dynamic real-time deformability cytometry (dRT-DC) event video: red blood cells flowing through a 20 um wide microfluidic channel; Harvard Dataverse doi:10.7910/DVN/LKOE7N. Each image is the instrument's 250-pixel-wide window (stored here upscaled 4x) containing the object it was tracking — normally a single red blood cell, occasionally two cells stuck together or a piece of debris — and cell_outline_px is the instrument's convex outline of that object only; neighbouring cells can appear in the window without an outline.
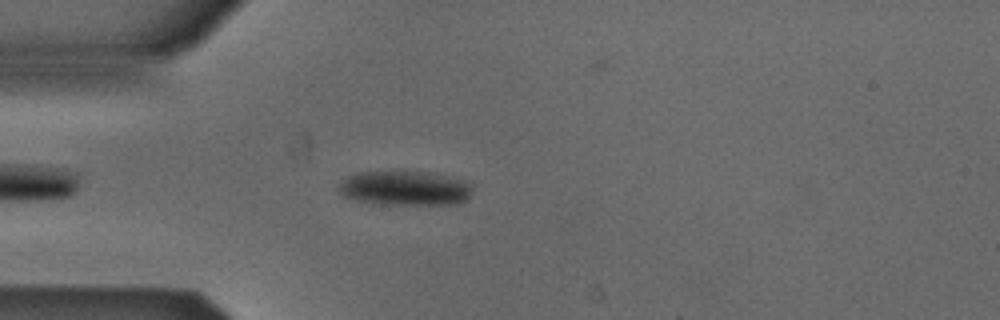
{"species": "Egyptian fruit bat (a non-hibernating species)", "species_latin": "Rousettus aegyptiacus", "temperature_condition": "cold", "stored_images_in_passage": 45, "camera_frame_rate_fps": 3000, "um_per_image_px": 0.085, "animal": {"sex": "male"}, "frame": {"image": 1, "passage_image": 6, "time_ms": 1.667, "image_size_px": [1000, 320], "cell_outline_px": [[468, 196], [460, 204], [384, 204], [356, 200], [344, 196], [336, 192], [336, 188], [344, 176], [356, 172], [404, 168], [432, 172], [460, 180], [468, 184]], "centroid_in_image_um": [34.26, 15.93], "position_along_channel_um": 50.7, "area_um2": 27.74}}
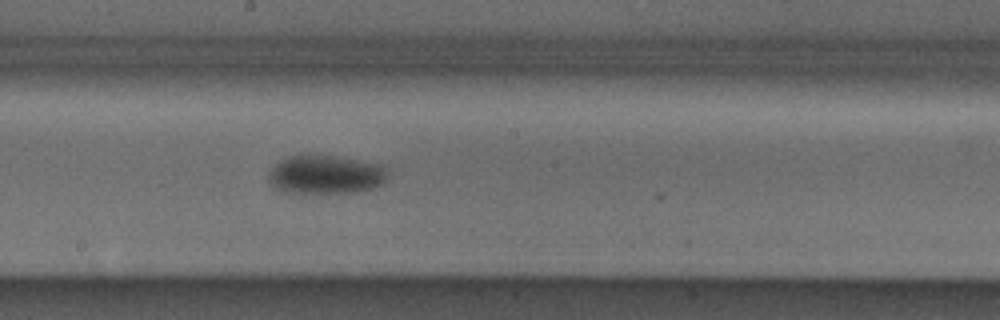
{"frame": {"image": 2, "passage_image": 20, "time_ms": 6.333, "image_size_px": [1000, 320], "cell_outline_px": [[388, 180], [376, 188], [352, 192], [288, 192], [276, 188], [268, 180], [268, 176], [272, 168], [280, 160], [288, 156], [300, 152], [308, 152], [336, 156], [384, 164], [388, 168]], "centroid_in_image_um": [27.73, 14.78], "position_along_channel_um": 220.5, "area_um2": 27.63}}
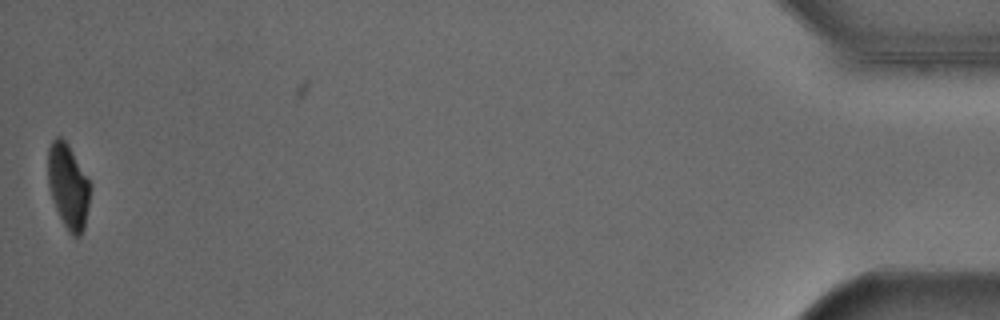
{"frame": {"image": 3, "passage_image": 44, "time_ms": 14.333, "image_size_px": [1000, 320], "cell_outline_px": [[92, 188], [84, 228], [80, 236], [72, 236], [68, 232], [56, 208], [48, 184], [48, 148], [52, 140], [56, 136], [60, 136], [68, 144], [88, 180]], "centroid_in_image_um": [5.8, 15.83], "position_along_channel_um": 429.4, "area_um2": 20.63}, "authors_computed_cell_mechanics": {"area_um2": 26.2412, "velocity_mm_per_s": 3.8635, "shape_relaxation_time_tau1_ms": 2.5488, "shape_relaxation_time_tau2_ms": null, "deformation_change_tau1": 0.0913, "deformation_change_tau2": null}}